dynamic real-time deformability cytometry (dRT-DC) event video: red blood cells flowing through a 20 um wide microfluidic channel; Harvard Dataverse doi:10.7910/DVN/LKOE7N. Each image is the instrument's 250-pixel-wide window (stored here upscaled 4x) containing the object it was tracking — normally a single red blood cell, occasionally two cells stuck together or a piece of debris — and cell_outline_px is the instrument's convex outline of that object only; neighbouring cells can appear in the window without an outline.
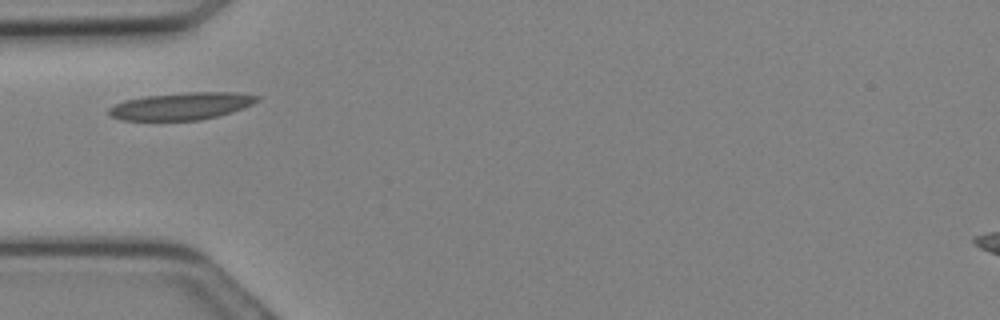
{"species": "Egyptian fruit bat (a non-hibernating species)", "species_latin": "Rousettus aegyptiacus", "temperature_condition": "cold", "stored_images_in_passage": 8, "camera_frame_rate_fps": 3000, "um_per_image_px": 0.085, "animal": {"sex": "female"}, "frame": {"image": 1, "passage_image": 1, "time_ms": 0.0, "image_size_px": [1000, 320], "cell_outline_px": [[260, 100], [244, 108], [232, 112], [200, 120], [120, 120], [108, 116], [108, 108], [124, 100], [144, 96], [188, 92], [236, 92], [260, 96]], "centroid_in_image_um": [15.41, 9.02], "position_along_channel_um": 69.6, "area_um2": 23.7}}
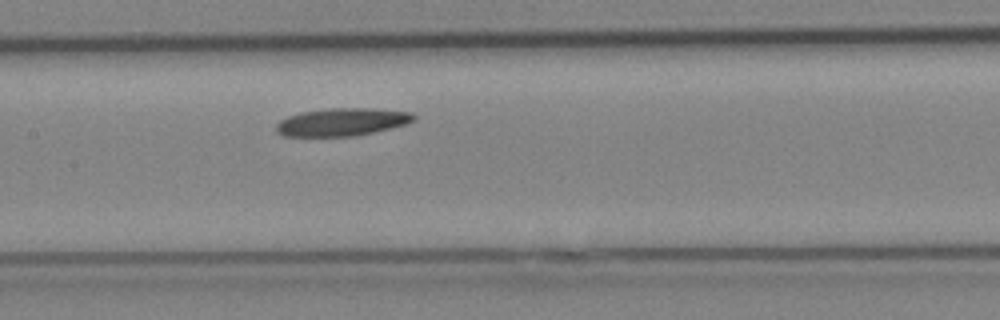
{"frame": {"image": 2, "passage_image": 6, "time_ms": 1.667, "image_size_px": [1000, 320], "cell_outline_px": [[416, 120], [408, 124], [392, 128], [352, 136], [284, 136], [276, 132], [276, 124], [280, 120], [288, 116], [300, 112], [332, 108], [368, 108], [412, 112], [416, 116]], "centroid_in_image_um": [29.09, 10.37], "position_along_channel_um": 178.3, "area_um2": 22.31}}
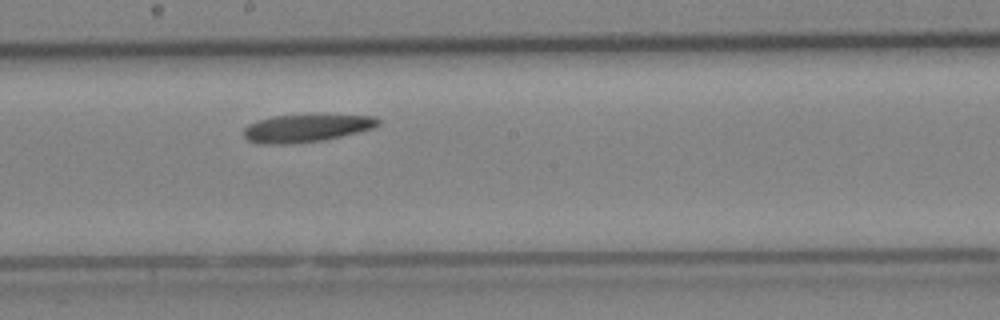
{"frame": {"image": 3, "passage_image": 8, "time_ms": 2.333, "image_size_px": [1000, 320], "cell_outline_px": [[380, 124], [372, 128], [324, 140], [288, 144], [256, 144], [248, 140], [244, 136], [244, 128], [248, 124], [256, 120], [272, 116], [376, 116], [380, 120]], "centroid_in_image_um": [25.95, 10.91], "position_along_channel_um": 222.2, "area_um2": 21.27}}